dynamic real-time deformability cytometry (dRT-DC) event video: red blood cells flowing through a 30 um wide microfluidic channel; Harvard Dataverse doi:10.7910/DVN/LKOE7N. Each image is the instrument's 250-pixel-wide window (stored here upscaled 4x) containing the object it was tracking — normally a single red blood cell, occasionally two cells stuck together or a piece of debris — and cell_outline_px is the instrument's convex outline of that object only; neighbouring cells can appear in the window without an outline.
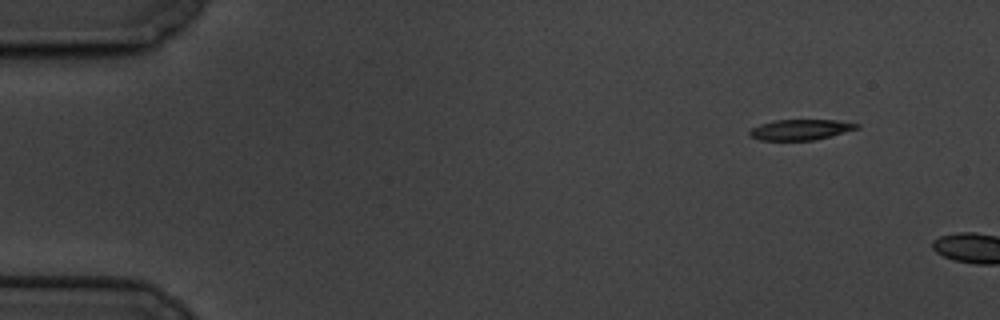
{"species": "common noctule bat (a hibernating species)", "species_latin": "Nyctalus noctula", "temperature_condition": "cold", "stored_images_in_passage": 4, "camera_frame_rate_fps": 3000, "um_per_image_px": 0.085, "animal": {"sex": "male", "body_mass_g": 19.5, "forearm_length_mm": 54.6}, "frame": {"image": 1, "passage_image": 1, "time_ms": 0.0, "image_size_px": [1000, 320], "cell_outline_px": [[860, 128], [812, 140], [760, 140], [748, 136], [748, 132], [752, 128], [760, 124], [776, 120], [836, 120], [860, 124]], "centroid_in_image_um": [68.01, 11.02], "position_along_channel_um": 17.0, "area_um2": 12.72}}